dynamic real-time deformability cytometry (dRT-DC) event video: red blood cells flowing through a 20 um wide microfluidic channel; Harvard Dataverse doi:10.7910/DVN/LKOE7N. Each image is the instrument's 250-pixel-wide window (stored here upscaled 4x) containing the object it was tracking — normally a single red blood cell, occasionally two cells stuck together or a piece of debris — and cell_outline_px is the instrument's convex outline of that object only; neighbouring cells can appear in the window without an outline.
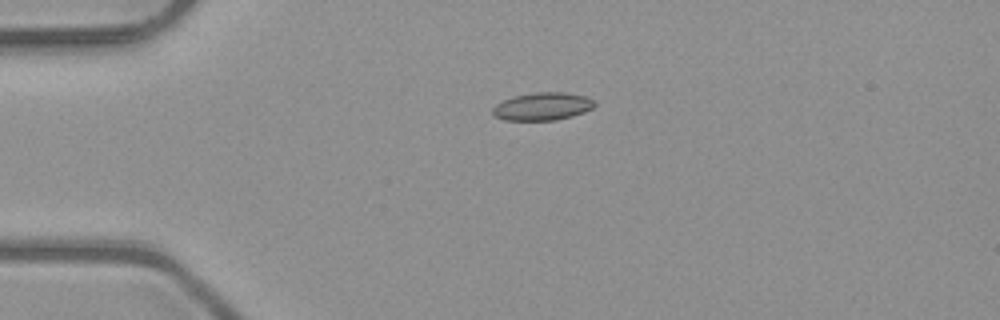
{"species": "common noctule bat (a hibernating species)", "species_latin": "Nyctalus noctula", "temperature_condition": "room temperature", "stored_images_in_passage": 5, "camera_frame_rate_fps": 3000, "um_per_image_px": 0.085, "animal": {"sex": "male", "body_mass_g": 23.1, "forearm_length_mm": 52.7}, "frame": {"image": 1, "passage_image": 1, "time_ms": 0.0, "image_size_px": [1000, 320], "cell_outline_px": [[596, 104], [592, 108], [584, 112], [572, 116], [556, 120], [504, 120], [492, 116], [492, 108], [496, 104], [504, 100], [516, 96], [536, 92], [564, 92], [584, 96], [596, 100]], "centroid_in_image_um": [46.11, 9.05], "position_along_channel_um": 38.9, "area_um2": 16.53}}
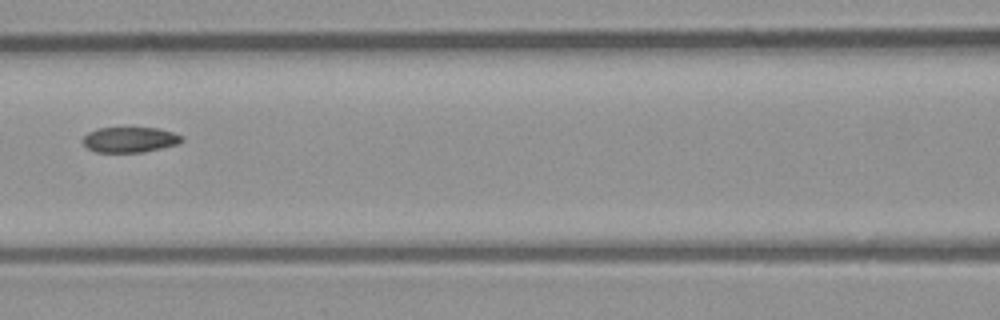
{"frame": {"image": 2, "passage_image": 4, "time_ms": 1.0, "image_size_px": [1000, 320], "cell_outline_px": [[184, 140], [176, 144], [144, 152], [96, 152], [88, 148], [80, 140], [88, 132], [96, 128], [156, 128], [172, 132], [184, 136]], "centroid_in_image_um": [11.01, 11.87], "position_along_channel_um": 155.6, "area_um2": 14.62}}
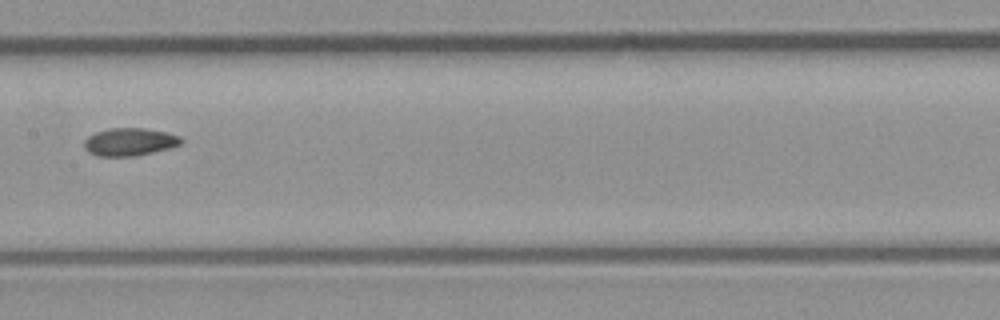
{"frame": {"image": 3, "passage_image": 5, "time_ms": 1.333, "image_size_px": [1000, 320], "cell_outline_px": [[184, 140], [180, 144], [168, 148], [152, 152], [132, 156], [96, 156], [88, 152], [84, 148], [84, 140], [88, 136], [96, 132], [112, 128], [144, 128], [164, 132], [180, 136]], "centroid_in_image_um": [10.98, 12.06], "position_along_channel_um": 196.4, "area_um2": 15.55}}